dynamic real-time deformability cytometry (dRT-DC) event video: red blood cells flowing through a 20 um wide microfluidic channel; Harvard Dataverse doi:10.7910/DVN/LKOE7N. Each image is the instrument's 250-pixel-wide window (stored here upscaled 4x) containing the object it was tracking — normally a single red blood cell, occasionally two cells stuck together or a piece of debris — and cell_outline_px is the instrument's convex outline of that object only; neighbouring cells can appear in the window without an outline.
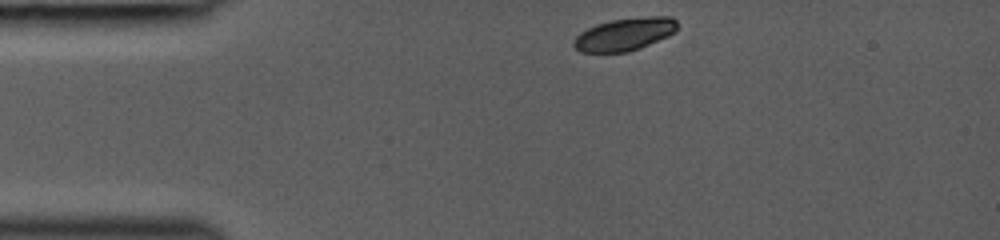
{"species": "common noctule bat (a hibernating species)", "species_latin": "Nyctalus noctula", "temperature_condition": "room temperature", "stored_images_in_passage": 33, "camera_frame_rate_fps": 3000, "um_per_image_px": 0.085, "animal": {"sex": "female", "body_mass_g": 19.0, "forearm_length_mm": 53.3}, "frame": {"image": 1, "passage_image": 1, "time_ms": 0.0, "image_size_px": [1000, 240], "cell_outline_px": [[676, 32], [668, 36], [640, 48], [628, 52], [580, 52], [572, 44], [572, 40], [580, 32], [596, 24], [612, 20], [648, 16], [672, 16], [676, 20]], "centroid_in_image_um": [53.09, 2.91], "position_along_channel_um": 31.9, "area_um2": 19.77}}
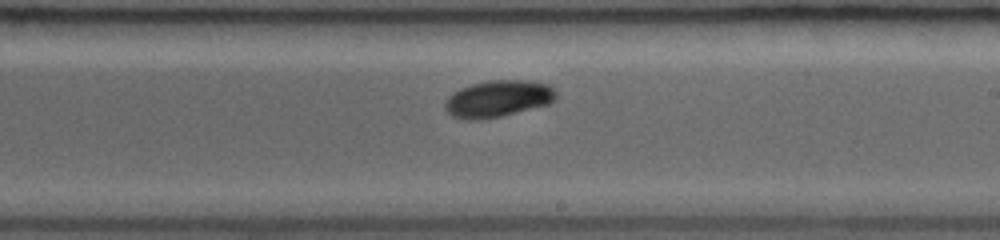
{"frame": {"image": 2, "passage_image": 19, "time_ms": 6.0, "image_size_px": [1000, 240], "cell_outline_px": [[556, 96], [548, 104], [500, 116], [480, 120], [468, 120], [452, 116], [444, 108], [444, 100], [452, 92], [460, 88], [472, 84], [488, 80], [528, 80], [548, 84], [556, 92]], "centroid_in_image_um": [42.27, 8.38], "position_along_channel_um": 246.7, "area_um2": 23.76}}
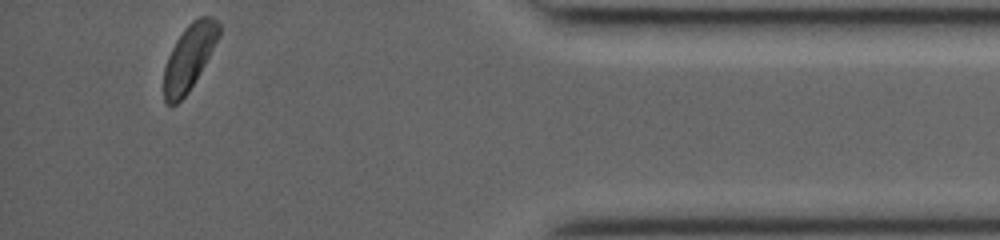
{"frame": {"image": 3, "passage_image": 33, "time_ms": 10.667, "image_size_px": [1000, 240], "cell_outline_px": [[220, 32], [200, 72], [188, 92], [176, 104], [168, 104], [164, 100], [164, 68], [168, 56], [176, 40], [184, 28], [192, 20], [200, 16], [212, 16], [220, 24]], "centroid_in_image_um": [16.06, 4.84], "position_along_channel_um": 419.1, "area_um2": 20.58}}